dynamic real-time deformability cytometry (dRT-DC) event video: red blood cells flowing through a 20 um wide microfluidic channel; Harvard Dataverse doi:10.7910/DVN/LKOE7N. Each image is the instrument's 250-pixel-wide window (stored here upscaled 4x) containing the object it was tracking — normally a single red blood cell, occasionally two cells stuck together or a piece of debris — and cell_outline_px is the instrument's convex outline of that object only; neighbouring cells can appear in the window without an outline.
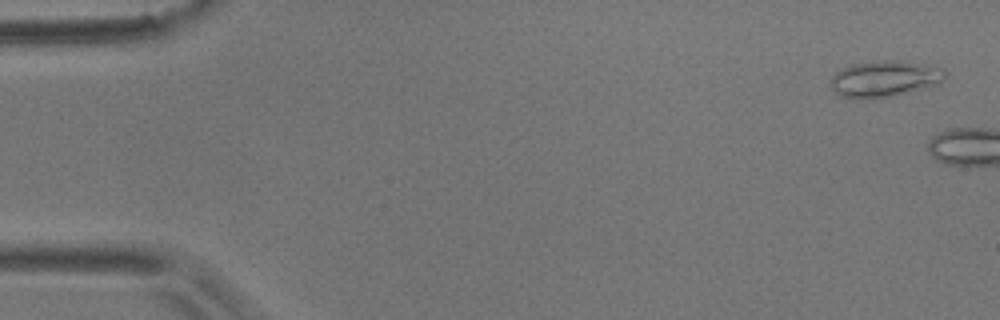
{"species": "common noctule bat (a hibernating species)", "species_latin": "Nyctalus noctula", "temperature_condition": "room temperature", "stored_images_in_passage": 2, "camera_frame_rate_fps": 3000, "um_per_image_px": 0.085, "animal": {"sex": "male", "body_mass_g": 17.9}, "frame": {"image": 1, "passage_image": 1, "time_ms": 0.0, "image_size_px": [1000, 320], "cell_outline_px": [[948, 72], [936, 84], [892, 96], [876, 100], [864, 100], [840, 96], [832, 88], [832, 76], [836, 72], [852, 64], [880, 60], [900, 60], [932, 64], [944, 68]], "centroid_in_image_um": [75.2, 6.69], "position_along_channel_um": 9.8, "area_um2": 24.39}}